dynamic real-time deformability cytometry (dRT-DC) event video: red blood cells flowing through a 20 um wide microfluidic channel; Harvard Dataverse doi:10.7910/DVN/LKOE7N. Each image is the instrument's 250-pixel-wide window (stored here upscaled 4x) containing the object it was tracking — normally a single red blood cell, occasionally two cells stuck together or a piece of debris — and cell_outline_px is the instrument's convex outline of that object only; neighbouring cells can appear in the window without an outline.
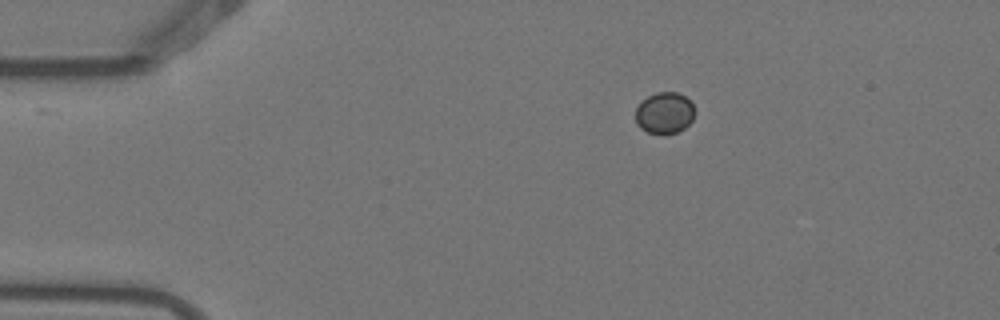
{"species": "Egyptian fruit bat (a non-hibernating species)", "species_latin": "Rousettus aegyptiacus", "temperature_condition": "warm", "stored_images_in_passage": 4, "camera_frame_rate_fps": 3000, "um_per_image_px": 0.085, "animal": {"sex": "female"}, "frame": {"image": 1, "passage_image": 4, "time_ms": 1.0, "image_size_px": [1000, 320], "cell_outline_px": [[692, 120], [684, 128], [676, 132], [664, 136], [648, 132], [640, 128], [636, 124], [636, 108], [648, 96], [656, 92], [676, 92], [692, 100]], "centroid_in_image_um": [56.47, 9.62], "position_along_channel_um": 28.5, "area_um2": 14.28}}